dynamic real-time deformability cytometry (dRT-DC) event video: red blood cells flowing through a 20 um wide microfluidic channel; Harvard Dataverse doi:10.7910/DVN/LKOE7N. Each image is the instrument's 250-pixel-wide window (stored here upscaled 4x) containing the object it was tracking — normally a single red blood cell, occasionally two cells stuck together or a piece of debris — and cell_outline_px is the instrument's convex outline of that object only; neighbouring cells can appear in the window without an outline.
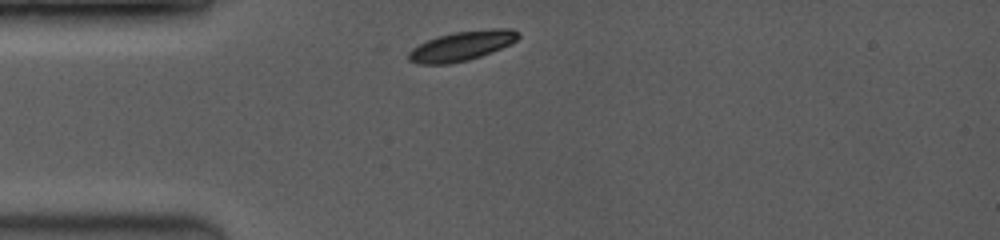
{"species": "common noctule bat (a hibernating species)", "species_latin": "Nyctalus noctula", "temperature_condition": "room temperature", "stored_images_in_passage": 31, "camera_frame_rate_fps": 3500, "um_per_image_px": 0.085, "animal": {"sex": "female", "body_mass_g": 19.0, "forearm_length_mm": 53.3}, "frame": {"image": 1, "passage_image": 1, "time_ms": 0.0, "image_size_px": [1000, 240], "cell_outline_px": [[520, 36], [516, 40], [500, 48], [480, 56], [468, 60], [448, 64], [420, 64], [408, 60], [408, 52], [412, 48], [436, 36], [452, 32], [496, 28], [512, 28], [520, 32]], "centroid_in_image_um": [39.24, 3.89], "position_along_channel_um": 45.8, "area_um2": 18.84}}
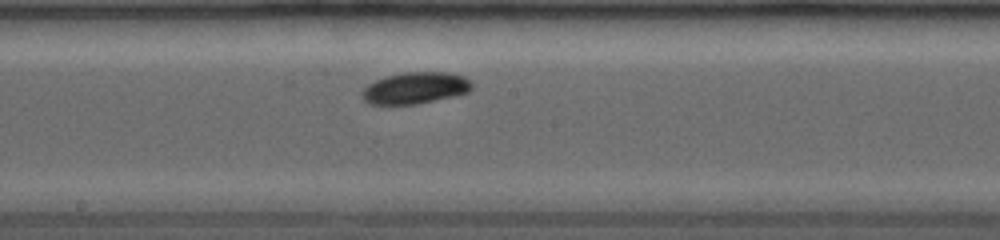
{"frame": {"image": 2, "passage_image": 17, "time_ms": 4.571, "image_size_px": [1000, 240], "cell_outline_px": [[472, 88], [468, 92], [420, 104], [368, 104], [364, 100], [360, 92], [368, 84], [384, 76], [404, 72], [448, 72], [464, 76], [472, 84]], "centroid_in_image_um": [35.27, 7.48], "position_along_channel_um": 212.9, "area_um2": 20.29}}
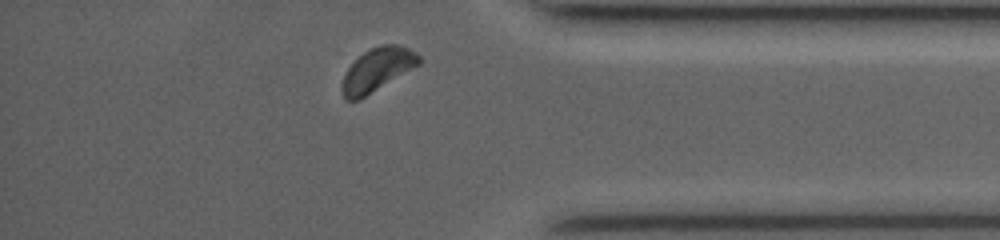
{"frame": {"image": 3, "passage_image": 31, "time_ms": 9.429, "image_size_px": [1000, 240], "cell_outline_px": [[420, 64], [360, 100], [344, 100], [340, 88], [344, 76], [348, 68], [364, 52], [380, 44], [396, 44], [408, 48], [416, 52], [420, 56]], "centroid_in_image_um": [32.06, 5.94], "position_along_channel_um": 403.1, "area_um2": 19.36}, "authors_computed_cell_mechanics": {"area_um2": 20.4612, "velocity_mm_per_s": 4.0414, "shape_relaxation_time_tau1_ms": 1.1992, "shape_relaxation_time_tau2_ms": null, "deformation_change_tau1": 0.094, "deformation_change_tau2": null}}